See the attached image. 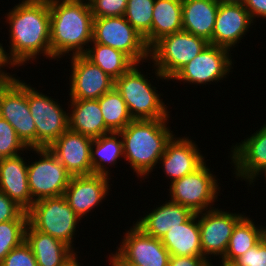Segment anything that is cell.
Returning <instances> with one entry per match:
<instances>
[{"label": "cell", "mask_w": 266, "mask_h": 266, "mask_svg": "<svg viewBox=\"0 0 266 266\" xmlns=\"http://www.w3.org/2000/svg\"><path fill=\"white\" fill-rule=\"evenodd\" d=\"M6 14L11 48L5 53L13 66L36 62L40 54L51 60L49 0H22Z\"/></svg>", "instance_id": "obj_1"}, {"label": "cell", "mask_w": 266, "mask_h": 266, "mask_svg": "<svg viewBox=\"0 0 266 266\" xmlns=\"http://www.w3.org/2000/svg\"><path fill=\"white\" fill-rule=\"evenodd\" d=\"M49 7L51 60L84 55L93 37L94 17L88 0H49Z\"/></svg>", "instance_id": "obj_2"}, {"label": "cell", "mask_w": 266, "mask_h": 266, "mask_svg": "<svg viewBox=\"0 0 266 266\" xmlns=\"http://www.w3.org/2000/svg\"><path fill=\"white\" fill-rule=\"evenodd\" d=\"M169 119H133L122 131L124 160L144 180L157 168L167 143L175 135ZM148 176V177H147Z\"/></svg>", "instance_id": "obj_3"}, {"label": "cell", "mask_w": 266, "mask_h": 266, "mask_svg": "<svg viewBox=\"0 0 266 266\" xmlns=\"http://www.w3.org/2000/svg\"><path fill=\"white\" fill-rule=\"evenodd\" d=\"M141 64H134L126 73L114 81L115 89L126 102L133 119H169L168 106L161 94L152 86L147 75L140 71ZM139 68V69H138Z\"/></svg>", "instance_id": "obj_4"}, {"label": "cell", "mask_w": 266, "mask_h": 266, "mask_svg": "<svg viewBox=\"0 0 266 266\" xmlns=\"http://www.w3.org/2000/svg\"><path fill=\"white\" fill-rule=\"evenodd\" d=\"M208 44L204 38L184 30L162 37L149 48L156 78L169 81Z\"/></svg>", "instance_id": "obj_5"}, {"label": "cell", "mask_w": 266, "mask_h": 266, "mask_svg": "<svg viewBox=\"0 0 266 266\" xmlns=\"http://www.w3.org/2000/svg\"><path fill=\"white\" fill-rule=\"evenodd\" d=\"M28 212V222L38 231L64 242L74 251V237L80 219L65 197H51L35 201ZM73 243V244H72Z\"/></svg>", "instance_id": "obj_6"}, {"label": "cell", "mask_w": 266, "mask_h": 266, "mask_svg": "<svg viewBox=\"0 0 266 266\" xmlns=\"http://www.w3.org/2000/svg\"><path fill=\"white\" fill-rule=\"evenodd\" d=\"M212 172L205 161L194 172L172 181L168 189L170 201L189 208L193 213L215 208L220 187Z\"/></svg>", "instance_id": "obj_7"}, {"label": "cell", "mask_w": 266, "mask_h": 266, "mask_svg": "<svg viewBox=\"0 0 266 266\" xmlns=\"http://www.w3.org/2000/svg\"><path fill=\"white\" fill-rule=\"evenodd\" d=\"M91 43H99L120 50L135 64H141L147 60L149 62V47L144 37L124 16L94 18Z\"/></svg>", "instance_id": "obj_8"}, {"label": "cell", "mask_w": 266, "mask_h": 266, "mask_svg": "<svg viewBox=\"0 0 266 266\" xmlns=\"http://www.w3.org/2000/svg\"><path fill=\"white\" fill-rule=\"evenodd\" d=\"M116 252L109 255L110 264L128 266H168L170 253L161 239L147 235L133 222V226L124 233Z\"/></svg>", "instance_id": "obj_9"}, {"label": "cell", "mask_w": 266, "mask_h": 266, "mask_svg": "<svg viewBox=\"0 0 266 266\" xmlns=\"http://www.w3.org/2000/svg\"><path fill=\"white\" fill-rule=\"evenodd\" d=\"M0 117L15 129L27 148H36V127L28 106V84L18 77L0 87Z\"/></svg>", "instance_id": "obj_10"}, {"label": "cell", "mask_w": 266, "mask_h": 266, "mask_svg": "<svg viewBox=\"0 0 266 266\" xmlns=\"http://www.w3.org/2000/svg\"><path fill=\"white\" fill-rule=\"evenodd\" d=\"M40 156L28 161V184L32 200L58 197L64 194L71 175L48 147L30 148Z\"/></svg>", "instance_id": "obj_11"}, {"label": "cell", "mask_w": 266, "mask_h": 266, "mask_svg": "<svg viewBox=\"0 0 266 266\" xmlns=\"http://www.w3.org/2000/svg\"><path fill=\"white\" fill-rule=\"evenodd\" d=\"M54 100L28 84V106L36 127V148L49 147L68 129V112Z\"/></svg>", "instance_id": "obj_12"}, {"label": "cell", "mask_w": 266, "mask_h": 266, "mask_svg": "<svg viewBox=\"0 0 266 266\" xmlns=\"http://www.w3.org/2000/svg\"><path fill=\"white\" fill-rule=\"evenodd\" d=\"M231 51L208 44L194 59L184 65L171 79L190 84H211L220 82L231 72Z\"/></svg>", "instance_id": "obj_13"}, {"label": "cell", "mask_w": 266, "mask_h": 266, "mask_svg": "<svg viewBox=\"0 0 266 266\" xmlns=\"http://www.w3.org/2000/svg\"><path fill=\"white\" fill-rule=\"evenodd\" d=\"M244 216L245 213H231L216 207L199 212L198 224L203 257L208 259L211 255L219 256L220 261L225 255L234 227Z\"/></svg>", "instance_id": "obj_14"}, {"label": "cell", "mask_w": 266, "mask_h": 266, "mask_svg": "<svg viewBox=\"0 0 266 266\" xmlns=\"http://www.w3.org/2000/svg\"><path fill=\"white\" fill-rule=\"evenodd\" d=\"M70 58L69 99H99L114 87V80L84 55Z\"/></svg>", "instance_id": "obj_15"}, {"label": "cell", "mask_w": 266, "mask_h": 266, "mask_svg": "<svg viewBox=\"0 0 266 266\" xmlns=\"http://www.w3.org/2000/svg\"><path fill=\"white\" fill-rule=\"evenodd\" d=\"M110 179L101 174L71 176L63 196L80 219L106 200L111 189Z\"/></svg>", "instance_id": "obj_16"}, {"label": "cell", "mask_w": 266, "mask_h": 266, "mask_svg": "<svg viewBox=\"0 0 266 266\" xmlns=\"http://www.w3.org/2000/svg\"><path fill=\"white\" fill-rule=\"evenodd\" d=\"M92 141L89 136L67 129L48 148L71 176L90 175Z\"/></svg>", "instance_id": "obj_17"}, {"label": "cell", "mask_w": 266, "mask_h": 266, "mask_svg": "<svg viewBox=\"0 0 266 266\" xmlns=\"http://www.w3.org/2000/svg\"><path fill=\"white\" fill-rule=\"evenodd\" d=\"M230 149L235 178L249 183L258 173L266 169V123Z\"/></svg>", "instance_id": "obj_18"}, {"label": "cell", "mask_w": 266, "mask_h": 266, "mask_svg": "<svg viewBox=\"0 0 266 266\" xmlns=\"http://www.w3.org/2000/svg\"><path fill=\"white\" fill-rule=\"evenodd\" d=\"M255 23L244 5L219 2L212 45L232 50ZM235 46V47H234Z\"/></svg>", "instance_id": "obj_19"}, {"label": "cell", "mask_w": 266, "mask_h": 266, "mask_svg": "<svg viewBox=\"0 0 266 266\" xmlns=\"http://www.w3.org/2000/svg\"><path fill=\"white\" fill-rule=\"evenodd\" d=\"M204 157L192 139L174 135L167 143L158 165L162 164L164 174L172 182L198 169L205 162Z\"/></svg>", "instance_id": "obj_20"}, {"label": "cell", "mask_w": 266, "mask_h": 266, "mask_svg": "<svg viewBox=\"0 0 266 266\" xmlns=\"http://www.w3.org/2000/svg\"><path fill=\"white\" fill-rule=\"evenodd\" d=\"M21 154L0 159V190L28 211L32 200L28 184V162Z\"/></svg>", "instance_id": "obj_21"}, {"label": "cell", "mask_w": 266, "mask_h": 266, "mask_svg": "<svg viewBox=\"0 0 266 266\" xmlns=\"http://www.w3.org/2000/svg\"><path fill=\"white\" fill-rule=\"evenodd\" d=\"M218 8V0H182V30L212 45Z\"/></svg>", "instance_id": "obj_22"}, {"label": "cell", "mask_w": 266, "mask_h": 266, "mask_svg": "<svg viewBox=\"0 0 266 266\" xmlns=\"http://www.w3.org/2000/svg\"><path fill=\"white\" fill-rule=\"evenodd\" d=\"M69 100L68 108L72 110L68 113V129L93 139L110 133L106 128L98 99Z\"/></svg>", "instance_id": "obj_23"}, {"label": "cell", "mask_w": 266, "mask_h": 266, "mask_svg": "<svg viewBox=\"0 0 266 266\" xmlns=\"http://www.w3.org/2000/svg\"><path fill=\"white\" fill-rule=\"evenodd\" d=\"M167 201V202H166ZM161 206L158 205L145 217L139 218L135 223L147 235L161 239L166 232L183 224L193 212L180 204L166 200Z\"/></svg>", "instance_id": "obj_24"}, {"label": "cell", "mask_w": 266, "mask_h": 266, "mask_svg": "<svg viewBox=\"0 0 266 266\" xmlns=\"http://www.w3.org/2000/svg\"><path fill=\"white\" fill-rule=\"evenodd\" d=\"M25 241L32 249L37 266H60L74 250L64 242L36 230L29 222Z\"/></svg>", "instance_id": "obj_25"}, {"label": "cell", "mask_w": 266, "mask_h": 266, "mask_svg": "<svg viewBox=\"0 0 266 266\" xmlns=\"http://www.w3.org/2000/svg\"><path fill=\"white\" fill-rule=\"evenodd\" d=\"M161 242L170 255L203 257L198 213H193L183 224L166 232Z\"/></svg>", "instance_id": "obj_26"}, {"label": "cell", "mask_w": 266, "mask_h": 266, "mask_svg": "<svg viewBox=\"0 0 266 266\" xmlns=\"http://www.w3.org/2000/svg\"><path fill=\"white\" fill-rule=\"evenodd\" d=\"M151 31L144 37L150 48L162 37L182 30V0H155Z\"/></svg>", "instance_id": "obj_27"}, {"label": "cell", "mask_w": 266, "mask_h": 266, "mask_svg": "<svg viewBox=\"0 0 266 266\" xmlns=\"http://www.w3.org/2000/svg\"><path fill=\"white\" fill-rule=\"evenodd\" d=\"M255 224L246 215L236 224L225 255L220 259V263L231 265L237 258L257 245L266 236V226L261 227Z\"/></svg>", "instance_id": "obj_28"}, {"label": "cell", "mask_w": 266, "mask_h": 266, "mask_svg": "<svg viewBox=\"0 0 266 266\" xmlns=\"http://www.w3.org/2000/svg\"><path fill=\"white\" fill-rule=\"evenodd\" d=\"M91 163L93 174L110 176L106 167L116 165L119 158H124L123 142L119 132H110L94 138L91 144ZM109 169V170H107Z\"/></svg>", "instance_id": "obj_29"}, {"label": "cell", "mask_w": 266, "mask_h": 266, "mask_svg": "<svg viewBox=\"0 0 266 266\" xmlns=\"http://www.w3.org/2000/svg\"><path fill=\"white\" fill-rule=\"evenodd\" d=\"M84 56L100 67L114 81L135 64L122 51L99 43H90Z\"/></svg>", "instance_id": "obj_30"}, {"label": "cell", "mask_w": 266, "mask_h": 266, "mask_svg": "<svg viewBox=\"0 0 266 266\" xmlns=\"http://www.w3.org/2000/svg\"><path fill=\"white\" fill-rule=\"evenodd\" d=\"M98 101L106 128L110 132L122 131L133 120L126 102L115 87L103 94Z\"/></svg>", "instance_id": "obj_31"}, {"label": "cell", "mask_w": 266, "mask_h": 266, "mask_svg": "<svg viewBox=\"0 0 266 266\" xmlns=\"http://www.w3.org/2000/svg\"><path fill=\"white\" fill-rule=\"evenodd\" d=\"M28 212L24 211L17 219L0 223V263L15 247L25 241Z\"/></svg>", "instance_id": "obj_32"}, {"label": "cell", "mask_w": 266, "mask_h": 266, "mask_svg": "<svg viewBox=\"0 0 266 266\" xmlns=\"http://www.w3.org/2000/svg\"><path fill=\"white\" fill-rule=\"evenodd\" d=\"M155 0H128L124 13L125 19L145 37L151 31Z\"/></svg>", "instance_id": "obj_33"}, {"label": "cell", "mask_w": 266, "mask_h": 266, "mask_svg": "<svg viewBox=\"0 0 266 266\" xmlns=\"http://www.w3.org/2000/svg\"><path fill=\"white\" fill-rule=\"evenodd\" d=\"M24 150L31 151L18 138L11 124L6 119L0 117V159L17 156L22 154Z\"/></svg>", "instance_id": "obj_34"}, {"label": "cell", "mask_w": 266, "mask_h": 266, "mask_svg": "<svg viewBox=\"0 0 266 266\" xmlns=\"http://www.w3.org/2000/svg\"><path fill=\"white\" fill-rule=\"evenodd\" d=\"M128 0H88L94 18L124 16Z\"/></svg>", "instance_id": "obj_35"}, {"label": "cell", "mask_w": 266, "mask_h": 266, "mask_svg": "<svg viewBox=\"0 0 266 266\" xmlns=\"http://www.w3.org/2000/svg\"><path fill=\"white\" fill-rule=\"evenodd\" d=\"M0 266H37V262L31 247L23 241L6 255Z\"/></svg>", "instance_id": "obj_36"}, {"label": "cell", "mask_w": 266, "mask_h": 266, "mask_svg": "<svg viewBox=\"0 0 266 266\" xmlns=\"http://www.w3.org/2000/svg\"><path fill=\"white\" fill-rule=\"evenodd\" d=\"M232 266H266V236L237 258Z\"/></svg>", "instance_id": "obj_37"}, {"label": "cell", "mask_w": 266, "mask_h": 266, "mask_svg": "<svg viewBox=\"0 0 266 266\" xmlns=\"http://www.w3.org/2000/svg\"><path fill=\"white\" fill-rule=\"evenodd\" d=\"M25 210L0 190V223L17 219Z\"/></svg>", "instance_id": "obj_38"}, {"label": "cell", "mask_w": 266, "mask_h": 266, "mask_svg": "<svg viewBox=\"0 0 266 266\" xmlns=\"http://www.w3.org/2000/svg\"><path fill=\"white\" fill-rule=\"evenodd\" d=\"M212 262L205 257L170 255L168 266H212Z\"/></svg>", "instance_id": "obj_39"}, {"label": "cell", "mask_w": 266, "mask_h": 266, "mask_svg": "<svg viewBox=\"0 0 266 266\" xmlns=\"http://www.w3.org/2000/svg\"><path fill=\"white\" fill-rule=\"evenodd\" d=\"M244 7L253 21L260 17L266 19V0H246Z\"/></svg>", "instance_id": "obj_40"}, {"label": "cell", "mask_w": 266, "mask_h": 266, "mask_svg": "<svg viewBox=\"0 0 266 266\" xmlns=\"http://www.w3.org/2000/svg\"><path fill=\"white\" fill-rule=\"evenodd\" d=\"M5 52L6 50L3 48V44L0 43V81L2 82H8L15 78L13 74L3 70L6 66L9 67V69L10 67L14 69L13 64L8 60Z\"/></svg>", "instance_id": "obj_41"}, {"label": "cell", "mask_w": 266, "mask_h": 266, "mask_svg": "<svg viewBox=\"0 0 266 266\" xmlns=\"http://www.w3.org/2000/svg\"><path fill=\"white\" fill-rule=\"evenodd\" d=\"M76 253L79 252L74 251L60 266H81L82 264L78 262V255Z\"/></svg>", "instance_id": "obj_42"}, {"label": "cell", "mask_w": 266, "mask_h": 266, "mask_svg": "<svg viewBox=\"0 0 266 266\" xmlns=\"http://www.w3.org/2000/svg\"><path fill=\"white\" fill-rule=\"evenodd\" d=\"M218 1L225 4H241V5H244V3L246 2V0H218Z\"/></svg>", "instance_id": "obj_43"}, {"label": "cell", "mask_w": 266, "mask_h": 266, "mask_svg": "<svg viewBox=\"0 0 266 266\" xmlns=\"http://www.w3.org/2000/svg\"><path fill=\"white\" fill-rule=\"evenodd\" d=\"M264 173V177H265V180H266V169L265 170H263V171H261L260 173H258L249 183H248V185L250 186V185H254V181H256V180H259L257 177H261L262 176V174ZM261 175V176H260ZM257 178V179H256ZM266 182V181H265Z\"/></svg>", "instance_id": "obj_44"}, {"label": "cell", "mask_w": 266, "mask_h": 266, "mask_svg": "<svg viewBox=\"0 0 266 266\" xmlns=\"http://www.w3.org/2000/svg\"><path fill=\"white\" fill-rule=\"evenodd\" d=\"M110 266H128L126 264H110Z\"/></svg>", "instance_id": "obj_45"}, {"label": "cell", "mask_w": 266, "mask_h": 266, "mask_svg": "<svg viewBox=\"0 0 266 266\" xmlns=\"http://www.w3.org/2000/svg\"><path fill=\"white\" fill-rule=\"evenodd\" d=\"M212 266H215V265H212ZM220 266H232V265L220 264Z\"/></svg>", "instance_id": "obj_46"}, {"label": "cell", "mask_w": 266, "mask_h": 266, "mask_svg": "<svg viewBox=\"0 0 266 266\" xmlns=\"http://www.w3.org/2000/svg\"><path fill=\"white\" fill-rule=\"evenodd\" d=\"M4 83H6V82H2V81H0V87H1Z\"/></svg>", "instance_id": "obj_47"}]
</instances>
